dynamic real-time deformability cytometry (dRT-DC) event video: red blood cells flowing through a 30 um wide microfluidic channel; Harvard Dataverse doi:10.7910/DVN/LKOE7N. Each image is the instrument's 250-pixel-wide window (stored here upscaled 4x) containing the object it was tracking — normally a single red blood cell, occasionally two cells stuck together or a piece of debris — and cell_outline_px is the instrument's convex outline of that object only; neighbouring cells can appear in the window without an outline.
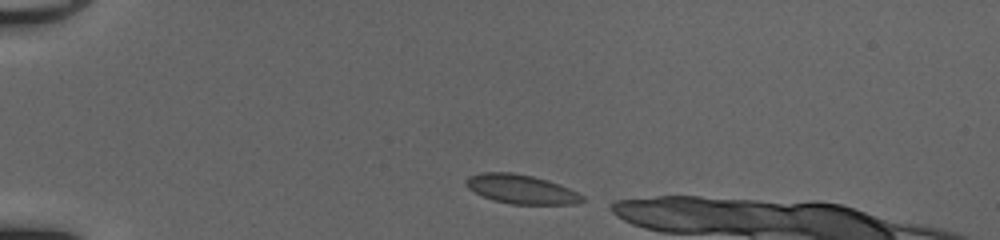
{"species": "common noctule bat (a hibernating species)", "species_latin": "Nyctalus noctula", "temperature_condition": "cold", "stored_images_in_passage": 32, "camera_frame_rate_fps": 3000, "um_per_image_px": 0.085, "animal": {"sex": "female", "body_mass_g": 20.0, "forearm_length_mm": 54.0}, "frame": {"image": 1, "passage_image": 1, "time_ms": 0.0, "image_size_px": [1000, 240], "cell_outline_px": [[584, 200], [576, 204], [512, 204], [492, 200], [468, 188], [464, 184], [464, 180], [468, 176], [480, 172], [512, 172], [532, 176], [548, 180], [560, 184], [584, 196]], "centroid_in_image_um": [44.27, 16.07], "position_along_channel_um": 40.7, "area_um2": 19.77}}
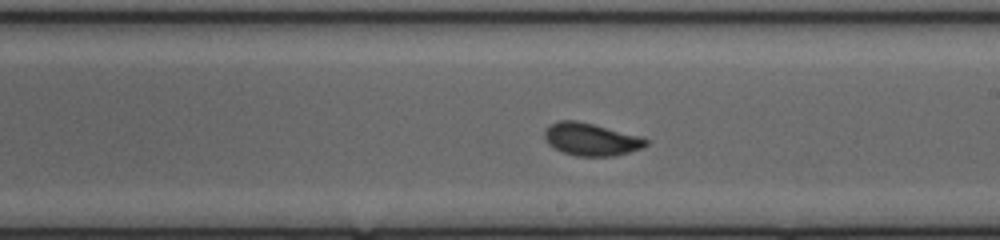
{"frame": {"image": 2, "passage_image": 19, "time_ms": 6.0, "image_size_px": [1000, 240], "cell_outline_px": [[648, 144], [644, 148], [616, 156], [576, 156], [564, 152], [548, 144], [544, 140], [544, 128], [560, 120], [576, 120], [644, 136], [648, 140]], "centroid_in_image_um": [50.28, 11.84], "position_along_channel_um": 238.7, "area_um2": 19.54}}
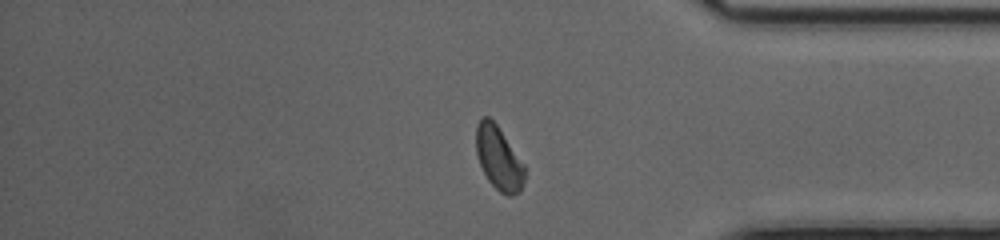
{"frame": {"image": 3, "passage_image": 31, "time_ms": 10.0, "image_size_px": [1000, 240], "cell_outline_px": [[524, 180], [520, 192], [512, 196], [508, 196], [500, 192], [488, 180], [480, 164], [476, 152], [476, 124], [480, 116], [488, 116], [496, 124], [524, 164]], "centroid_in_image_um": [42.37, 13.44], "position_along_channel_um": 392.8, "area_um2": 17.86}}